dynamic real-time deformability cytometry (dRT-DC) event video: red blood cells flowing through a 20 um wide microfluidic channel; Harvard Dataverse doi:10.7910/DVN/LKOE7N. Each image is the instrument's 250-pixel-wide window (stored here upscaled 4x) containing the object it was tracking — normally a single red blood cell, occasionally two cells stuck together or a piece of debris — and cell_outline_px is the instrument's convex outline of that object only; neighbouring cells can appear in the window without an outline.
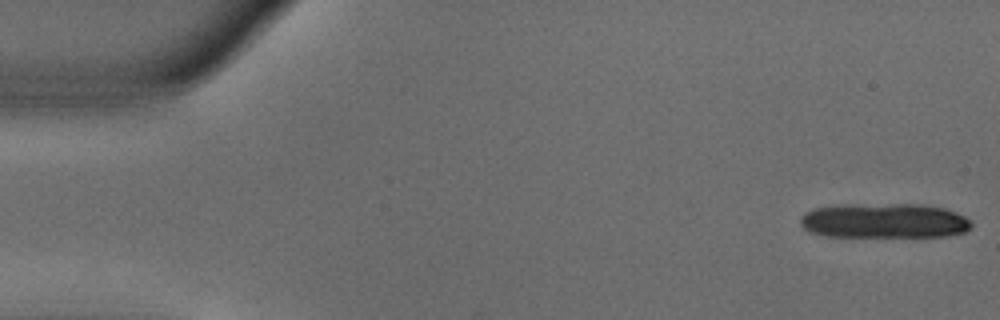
{"species": "common noctule bat (a hibernating species)", "species_latin": "Nyctalus noctula", "temperature_condition": "warm", "stored_images_in_passage": 13, "camera_frame_rate_fps": 3000, "um_per_image_px": 0.085, "animal": {"sex": "male", "body_mass_g": 18.8}, "frame": {"image": 1, "passage_image": 1, "time_ms": 0.0, "image_size_px": [1000, 320], "cell_outline_px": [[972, 228], [964, 232], [948, 236], [824, 236], [808, 232], [800, 224], [800, 216], [804, 212], [812, 208], [896, 204], [924, 204], [944, 208], [956, 212], [972, 220]], "centroid_in_image_um": [75.21, 18.78], "position_along_channel_um": 9.8, "area_um2": 34.45}}